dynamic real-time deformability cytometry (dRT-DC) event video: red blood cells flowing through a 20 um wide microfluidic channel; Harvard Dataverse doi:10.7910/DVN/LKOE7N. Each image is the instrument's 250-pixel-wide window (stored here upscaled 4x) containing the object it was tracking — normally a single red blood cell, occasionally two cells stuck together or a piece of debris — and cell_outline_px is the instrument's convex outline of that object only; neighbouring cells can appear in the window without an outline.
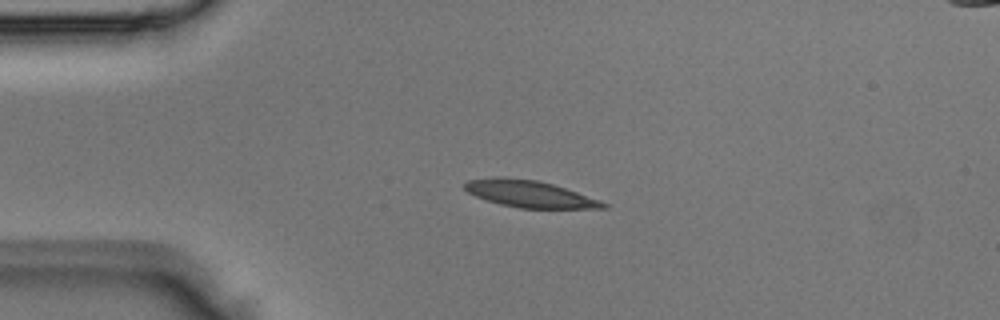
{"species": "Egyptian fruit bat (a non-hibernating species)", "species_latin": "Rousettus aegyptiacus", "temperature_condition": "room temperature", "stored_images_in_passage": 3, "camera_frame_rate_fps": 3000, "um_per_image_px": 0.085, "animal": {"sex": "male"}, "frame": {"image": 1, "passage_image": 2, "time_ms": 0.333, "image_size_px": [1000, 320], "cell_outline_px": [[608, 208], [520, 208], [500, 204], [476, 196], [468, 192], [464, 188], [464, 184], [468, 180], [496, 176], [504, 176], [536, 180], [552, 184], [600, 200], [608, 204]], "centroid_in_image_um": [44.98, 16.47], "position_along_channel_um": 40.0, "area_um2": 21.5}}